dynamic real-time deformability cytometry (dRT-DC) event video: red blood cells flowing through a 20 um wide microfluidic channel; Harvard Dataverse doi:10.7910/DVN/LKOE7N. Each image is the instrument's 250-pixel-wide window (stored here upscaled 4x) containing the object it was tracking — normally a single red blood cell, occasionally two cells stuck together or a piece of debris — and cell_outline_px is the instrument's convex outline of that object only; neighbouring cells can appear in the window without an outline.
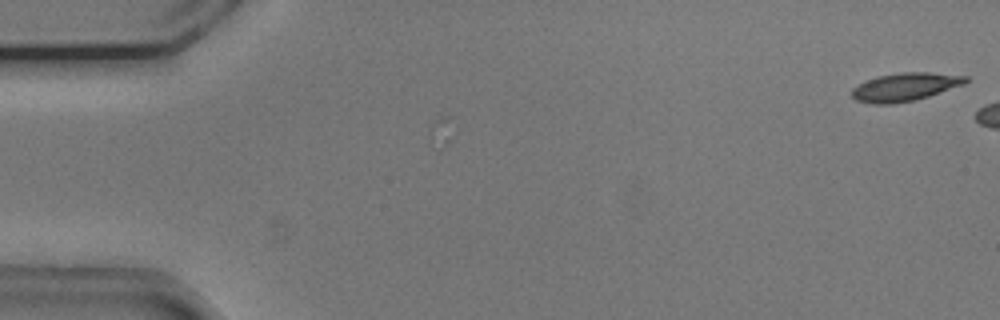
{"species": "common noctule bat (a hibernating species)", "species_latin": "Nyctalus noctula", "temperature_condition": "cold", "stored_images_in_passage": 19, "camera_frame_rate_fps": 3000, "um_per_image_px": 0.085, "animal": {"sex": "male", "body_mass_g": 20.5, "forearm_length_mm": 52.5}, "frame": {"image": 1, "passage_image": 19, "time_ms": 6.0, "image_size_px": [1000, 320], "cell_outline_px": [[968, 80], [964, 84], [928, 96], [912, 100], [892, 104], [872, 104], [856, 100], [852, 96], [852, 88], [876, 76], [900, 72], [928, 72], [968, 76]], "centroid_in_image_um": [76.92, 7.38], "position_along_channel_um": 8.1, "area_um2": 18.5}}